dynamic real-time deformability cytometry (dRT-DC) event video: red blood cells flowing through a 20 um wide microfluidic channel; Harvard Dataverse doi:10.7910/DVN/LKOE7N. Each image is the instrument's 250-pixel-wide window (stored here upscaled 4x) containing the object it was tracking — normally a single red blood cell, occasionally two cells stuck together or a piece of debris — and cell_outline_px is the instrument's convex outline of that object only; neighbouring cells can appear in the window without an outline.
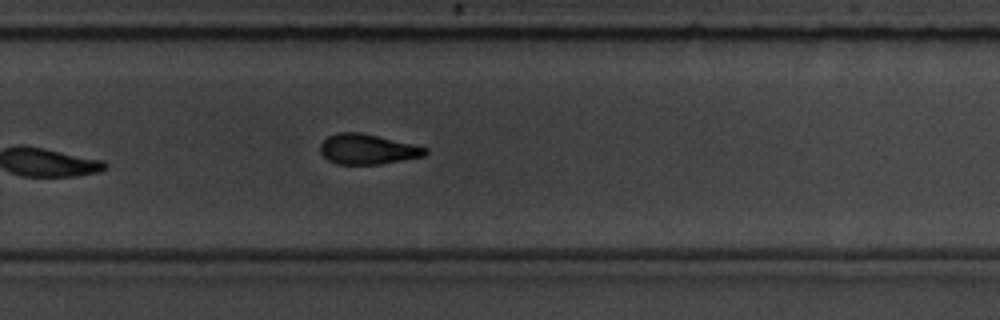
{"species": "common noctule bat (a hibernating species)", "species_latin": "Nyctalus noctula", "temperature_condition": "room temperature", "stored_images_in_passage": 11, "camera_frame_rate_fps": 3000, "um_per_image_px": 0.085, "animal": {"sex": "male", "body_mass_g": 19.5, "forearm_length_mm": 54.6}, "frame": {"image": 1, "passage_image": 11, "time_ms": 12.667, "image_size_px": [1000, 320], "cell_outline_px": [[428, 152], [424, 156], [380, 164], [336, 164], [328, 160], [320, 152], [320, 144], [328, 136], [336, 132], [360, 132], [412, 144], [428, 148]], "centroid_in_image_um": [31.21, 12.68], "position_along_channel_um": 298.6, "area_um2": 18.38}}